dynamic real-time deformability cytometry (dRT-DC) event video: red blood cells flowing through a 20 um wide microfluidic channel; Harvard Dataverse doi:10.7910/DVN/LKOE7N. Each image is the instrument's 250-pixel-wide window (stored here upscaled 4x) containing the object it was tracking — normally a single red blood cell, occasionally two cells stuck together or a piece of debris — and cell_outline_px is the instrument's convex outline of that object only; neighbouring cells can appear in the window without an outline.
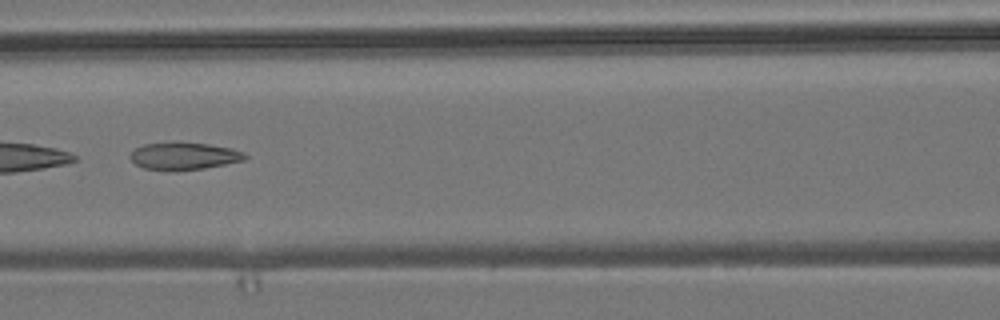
{"species": "common noctule bat (a hibernating species)", "species_latin": "Nyctalus noctula", "temperature_condition": "room temperature", "stored_images_in_passage": 52, "camera_frame_rate_fps": 3000, "um_per_image_px": 0.085, "animal": {"sex": "male", "body_mass_g": 19.2, "forearm_length_mm": 51.8}, "frame": {"image": 1, "passage_image": 23, "time_ms": 7.333, "image_size_px": [1000, 320], "cell_outline_px": [[248, 156], [244, 160], [204, 168], [176, 172], [144, 168], [136, 164], [128, 156], [136, 148], [144, 144], [176, 140], [208, 144], [232, 148], [244, 152]], "centroid_in_image_um": [15.62, 13.25], "position_along_channel_um": 151.0, "area_um2": 18.84}, "authors_computed_cell_mechanics": {"area_um2": 22.8888, "velocity_mm_per_s": 3.8425, "shape_relaxation_time_tau1_ms": null, "shape_relaxation_time_tau2_ms": 2.1583, "deformation_change_tau1": null, "deformation_change_tau2": 0.1093}}